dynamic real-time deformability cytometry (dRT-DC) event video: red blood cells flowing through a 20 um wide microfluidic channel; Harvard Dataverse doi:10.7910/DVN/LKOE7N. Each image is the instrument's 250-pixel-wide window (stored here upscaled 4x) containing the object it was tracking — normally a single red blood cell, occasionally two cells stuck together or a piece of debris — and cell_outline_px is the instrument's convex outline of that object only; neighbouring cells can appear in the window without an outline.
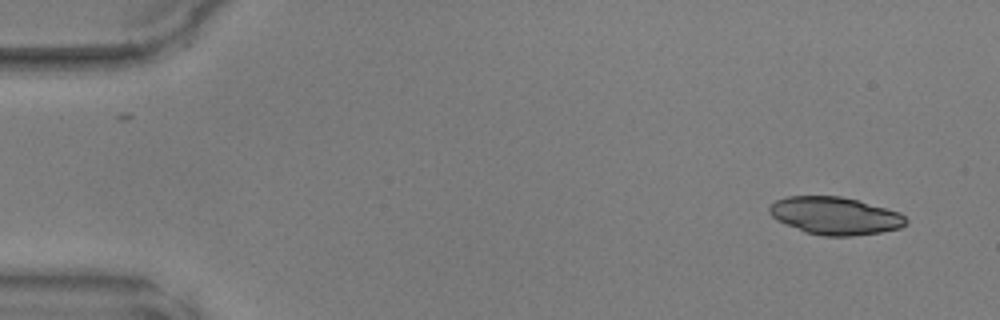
{"species": "common noctule bat (a hibernating species)", "species_latin": "Nyctalus noctula", "temperature_condition": "warm", "stored_images_in_passage": 45, "camera_frame_rate_fps": 3000, "um_per_image_px": 0.085, "animal": {"sex": "male", "body_mass_g": 17.9, "forearm_length_mm": 54.2}, "frame": {"image": 1, "passage_image": 1, "time_ms": 0.0, "image_size_px": [1000, 320], "cell_outline_px": [[908, 224], [900, 228], [880, 232], [852, 236], [824, 236], [804, 232], [776, 220], [768, 212], [768, 208], [776, 200], [788, 196], [840, 196], [856, 200], [900, 212], [908, 220]], "centroid_in_image_um": [70.97, 18.35], "position_along_channel_um": 14.0, "area_um2": 29.94}}
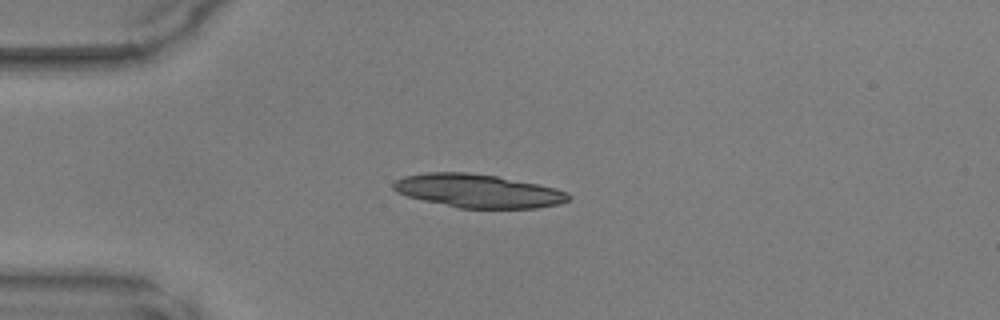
{"frame": {"image": 2, "passage_image": 10, "time_ms": 3.0, "image_size_px": [1000, 320], "cell_outline_px": [[572, 196], [568, 200], [560, 204], [536, 208], [460, 208], [424, 200], [408, 196], [396, 192], [392, 188], [392, 184], [396, 180], [404, 176], [428, 172], [468, 172], [496, 176], [540, 184], [556, 188], [568, 192]], "centroid_in_image_um": [40.66, 16.22], "position_along_channel_um": 44.3, "area_um2": 34.16}}